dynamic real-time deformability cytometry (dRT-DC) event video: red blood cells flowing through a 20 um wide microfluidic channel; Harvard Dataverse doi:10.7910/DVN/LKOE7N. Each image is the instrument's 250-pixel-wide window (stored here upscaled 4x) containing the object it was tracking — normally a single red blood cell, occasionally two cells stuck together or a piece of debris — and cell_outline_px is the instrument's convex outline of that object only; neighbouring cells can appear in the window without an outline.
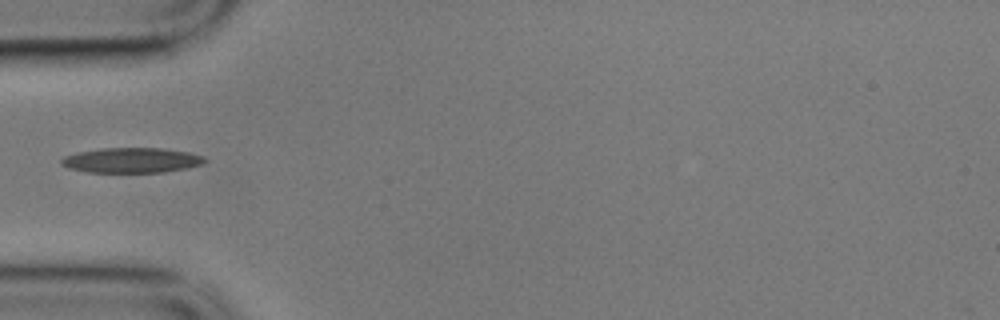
{"species": "common noctule bat (a hibernating species)", "species_latin": "Nyctalus noctula", "temperature_condition": "cold", "stored_images_in_passage": 3, "camera_frame_rate_fps": 3000, "um_per_image_px": 0.085, "animal": {"sex": "male", "body_mass_g": 17.9}, "frame": {"image": 1, "passage_image": 3, "time_ms": 0.667, "image_size_px": [1000, 320], "cell_outline_px": [[208, 160], [200, 164], [184, 168], [164, 172], [88, 172], [68, 168], [60, 164], [60, 160], [64, 156], [80, 152], [100, 148], [160, 148], [188, 152], [204, 156]], "centroid_in_image_um": [11.16, 13.62], "position_along_channel_um": 73.8, "area_um2": 20.81}}